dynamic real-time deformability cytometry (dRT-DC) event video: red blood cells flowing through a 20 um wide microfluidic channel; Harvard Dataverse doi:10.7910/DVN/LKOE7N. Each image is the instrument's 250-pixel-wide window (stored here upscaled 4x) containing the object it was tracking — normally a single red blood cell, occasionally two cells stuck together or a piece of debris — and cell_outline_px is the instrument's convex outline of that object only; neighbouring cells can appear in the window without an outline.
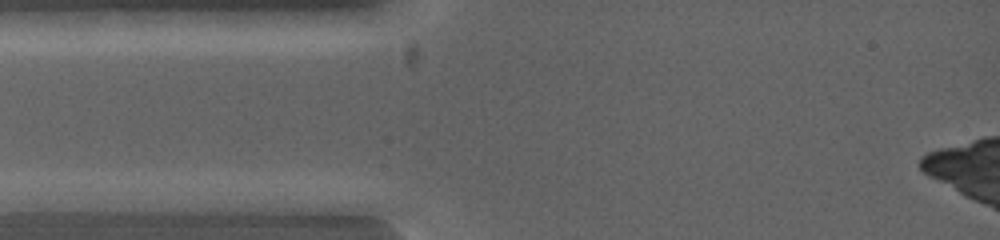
{"species": "common noctule bat (a hibernating species)", "species_latin": "Nyctalus noctula", "temperature_condition": "warm", "stored_images_in_passage": 3, "camera_frame_rate_fps": 5000, "um_per_image_px": 0.085, "animal": {"sex": "female", "body_mass_g": 19.0, "forearm_length_mm": 53.3}, "frame": {"image": 1, "passage_image": 1, "time_ms": 0.0, "image_size_px": [1000, 240], "cell_outline_px": [[120, 200], [104, 208], [76, 212], [36, 212], [16, 200], [64, 192], [100, 192]], "centroid_in_image_um": [5.86, 17.17], "position_along_channel_um": 79.1, "area_um2": 10.87}}